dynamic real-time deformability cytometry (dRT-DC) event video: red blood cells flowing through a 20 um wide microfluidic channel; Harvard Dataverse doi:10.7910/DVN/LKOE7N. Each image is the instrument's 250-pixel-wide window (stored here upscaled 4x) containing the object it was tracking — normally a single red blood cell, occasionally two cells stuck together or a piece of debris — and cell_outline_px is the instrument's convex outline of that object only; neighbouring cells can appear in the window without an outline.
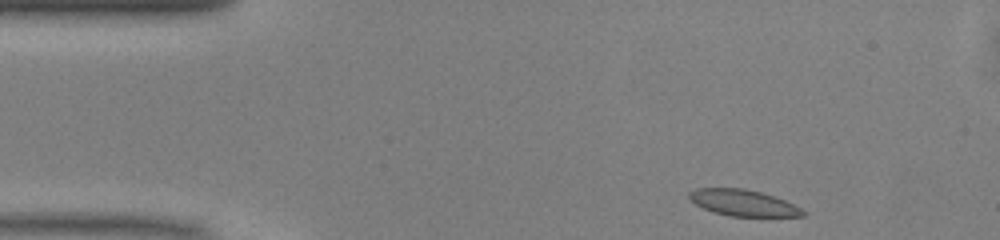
{"species": "common noctule bat (a hibernating species)", "species_latin": "Nyctalus noctula", "temperature_condition": "warm", "stored_images_in_passage": 44, "camera_frame_rate_fps": 3000, "um_per_image_px": 0.085, "animal": {"sex": "male", "body_mass_g": 13.0, "forearm_length_mm": 53.1}, "frame": {"image": 1, "passage_image": 1, "time_ms": 0.0, "image_size_px": [1000, 240], "cell_outline_px": [[808, 212], [804, 216], [728, 216], [712, 212], [696, 204], [688, 196], [688, 192], [696, 188], [744, 188], [760, 192], [784, 200]], "centroid_in_image_um": [63.15, 17.24], "position_along_channel_um": 21.8, "area_um2": 17.28}}
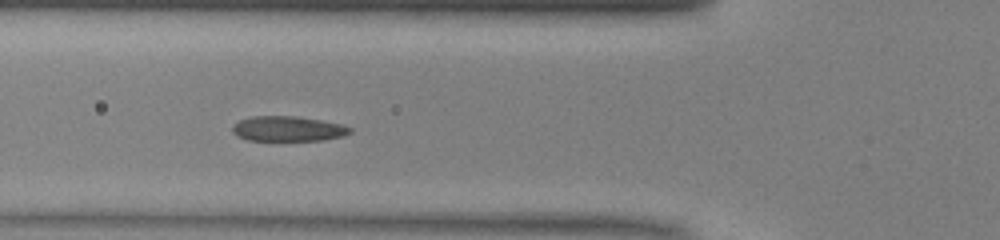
{"frame": {"image": 2, "passage_image": 12, "time_ms": 3.667, "image_size_px": [1000, 240], "cell_outline_px": [[352, 132], [344, 136], [324, 140], [248, 140], [236, 136], [232, 132], [232, 124], [240, 120], [252, 116], [296, 116], [344, 124], [352, 128]], "centroid_in_image_um": [24.49, 10.94], "position_along_channel_um": 101.3, "area_um2": 17.34}}
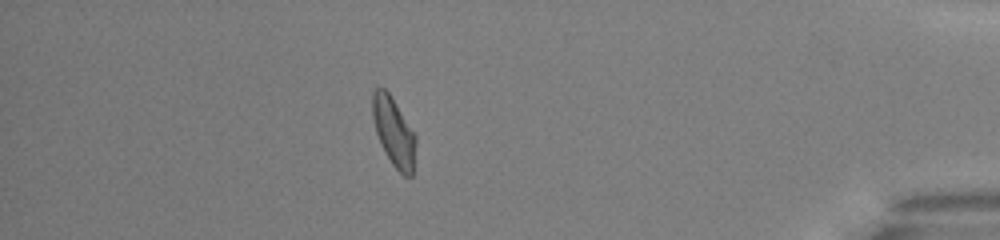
{"frame": {"image": 3, "passage_image": 38, "time_ms": 12.333, "image_size_px": [1000, 240], "cell_outline_px": [[416, 144], [412, 176], [404, 176], [392, 164], [384, 152], [380, 144], [376, 132], [372, 116], [372, 92], [376, 88], [384, 88], [388, 92], [396, 104], [416, 136]], "centroid_in_image_um": [33.46, 11.22], "position_along_channel_um": 401.7, "area_um2": 17.22}, "authors_computed_cell_mechanics": {"area_um2": 17.5423, "velocity_mm_per_s": 4.0605, "shape_relaxation_time_tau1_ms": 4.54, "shape_relaxation_time_tau2_ms": 1.4413, "deformation_change_tau1": 0.1366, "deformation_change_tau2": 0.0463}}